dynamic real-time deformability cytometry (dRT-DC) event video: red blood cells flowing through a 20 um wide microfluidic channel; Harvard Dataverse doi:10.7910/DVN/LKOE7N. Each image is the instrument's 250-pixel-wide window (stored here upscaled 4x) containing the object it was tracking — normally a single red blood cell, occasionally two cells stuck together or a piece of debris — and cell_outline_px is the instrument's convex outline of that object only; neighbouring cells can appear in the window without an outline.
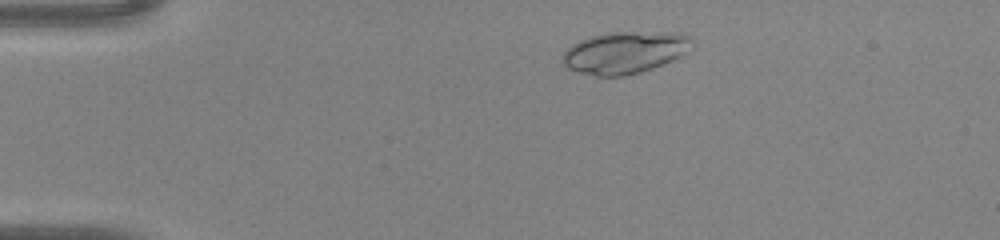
{"species": "common noctule bat (a hibernating species)", "species_latin": "Nyctalus noctula", "temperature_condition": "warm", "stored_images_in_passage": 40, "camera_frame_rate_fps": 3000, "um_per_image_px": 0.085, "animal": {"sex": "male", "body_mass_g": 20.0, "forearm_length_mm": 53.3}, "frame": {"image": 1, "passage_image": 4, "time_ms": 1.0, "image_size_px": [1000, 240], "cell_outline_px": [[692, 40], [680, 56], [672, 60], [652, 68], [640, 72], [624, 76], [596, 76], [580, 72], [568, 68], [564, 64], [564, 52], [572, 44], [580, 40], [592, 36], [612, 32], [680, 32], [688, 36]], "centroid_in_image_um": [53.08, 4.45], "position_along_channel_um": 31.9, "area_um2": 31.1}}
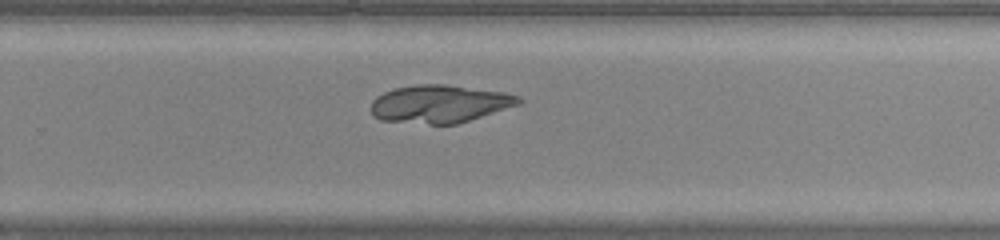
{"frame": {"image": 2, "passage_image": 25, "time_ms": 8.0, "image_size_px": [1000, 240], "cell_outline_px": [[524, 100], [520, 104], [456, 124], [428, 124], [380, 120], [372, 116], [372, 100], [376, 96], [392, 88], [416, 84], [444, 84], [504, 92], [516, 96]], "centroid_in_image_um": [37.33, 8.82], "position_along_channel_um": 292.5, "area_um2": 32.54}}
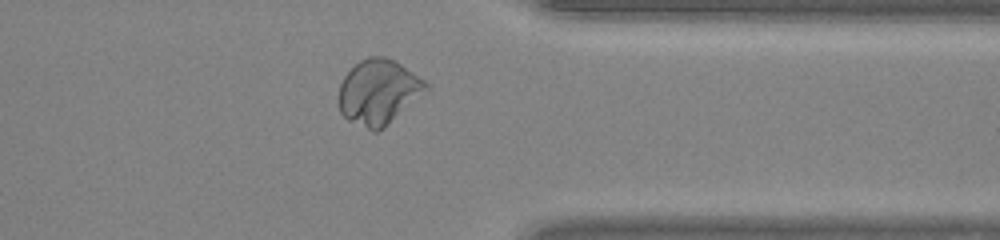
{"frame": {"image": 3, "passage_image": 31, "time_ms": 10.0, "image_size_px": [1000, 240], "cell_outline_px": [[428, 92], [376, 132], [372, 132], [348, 120], [340, 112], [336, 104], [336, 96], [340, 84], [344, 76], [360, 60], [368, 56], [384, 56], [400, 64], [424, 80], [428, 84]], "centroid_in_image_um": [32.13, 7.83], "position_along_channel_um": 379.3, "area_um2": 33.18}}